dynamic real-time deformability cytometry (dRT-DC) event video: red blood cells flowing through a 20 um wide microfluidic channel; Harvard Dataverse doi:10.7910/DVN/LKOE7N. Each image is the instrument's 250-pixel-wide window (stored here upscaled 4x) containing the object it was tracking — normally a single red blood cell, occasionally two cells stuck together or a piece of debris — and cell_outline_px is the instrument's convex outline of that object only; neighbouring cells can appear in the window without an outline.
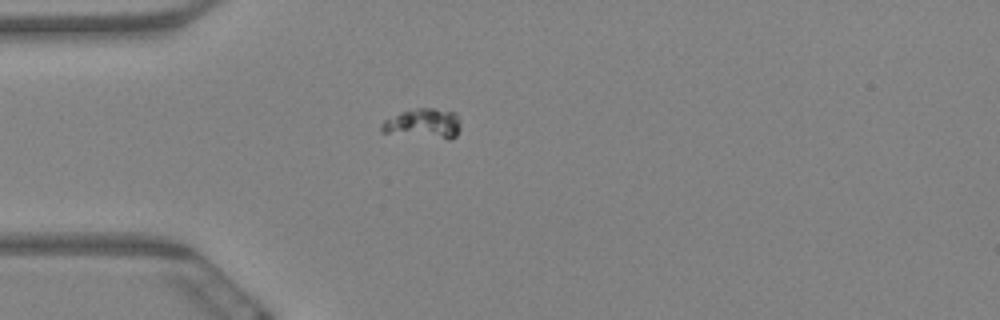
{"species": "Egyptian fruit bat (a non-hibernating species)", "species_latin": "Rousettus aegyptiacus", "temperature_condition": "warm", "stored_images_in_passage": 6, "camera_frame_rate_fps": 3000, "um_per_image_px": 0.085, "animal": {"sex": "female"}, "frame": {"image": 1, "passage_image": 1, "time_ms": 0.0, "image_size_px": [1000, 320], "cell_outline_px": [[460, 128], [456, 136], [448, 140], [380, 132], [380, 124], [384, 120], [404, 112], [416, 108], [436, 108], [456, 112], [460, 120]], "centroid_in_image_um": [36.03, 10.52], "position_along_channel_um": 49.0, "area_um2": 13.93}}
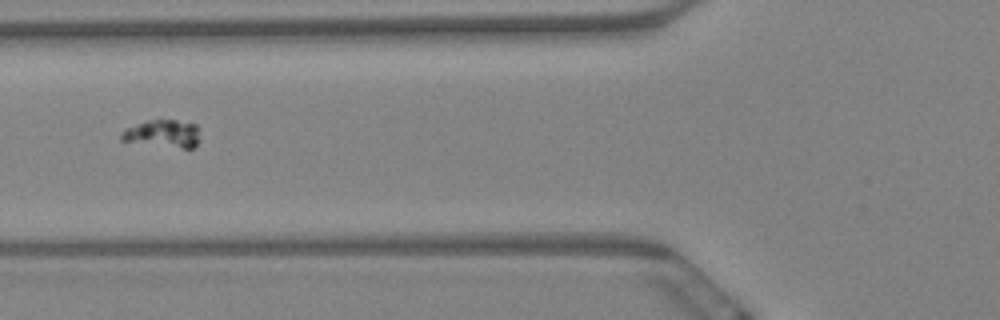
{"frame": {"image": 2, "passage_image": 3, "time_ms": 0.667, "image_size_px": [1000, 320], "cell_outline_px": [[200, 140], [192, 148], [184, 148], [120, 140], [120, 136], [124, 128], [148, 120], [176, 120], [196, 124]], "centroid_in_image_um": [13.85, 11.34], "position_along_channel_um": 111.9, "area_um2": 12.43}}
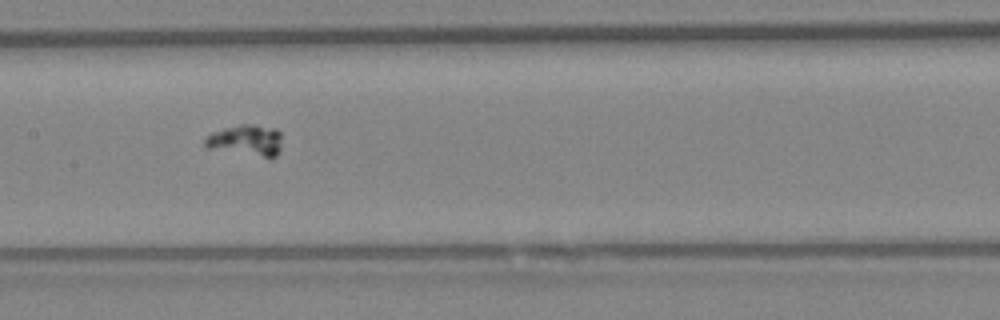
{"frame": {"image": 3, "passage_image": 5, "time_ms": 1.333, "image_size_px": [1000, 320], "cell_outline_px": [[280, 152], [276, 156], [264, 156], [204, 148], [204, 140], [212, 132], [224, 128], [240, 124], [256, 124], [276, 128], [280, 132]], "centroid_in_image_um": [20.9, 11.9], "position_along_channel_um": 186.5, "area_um2": 13.87}}